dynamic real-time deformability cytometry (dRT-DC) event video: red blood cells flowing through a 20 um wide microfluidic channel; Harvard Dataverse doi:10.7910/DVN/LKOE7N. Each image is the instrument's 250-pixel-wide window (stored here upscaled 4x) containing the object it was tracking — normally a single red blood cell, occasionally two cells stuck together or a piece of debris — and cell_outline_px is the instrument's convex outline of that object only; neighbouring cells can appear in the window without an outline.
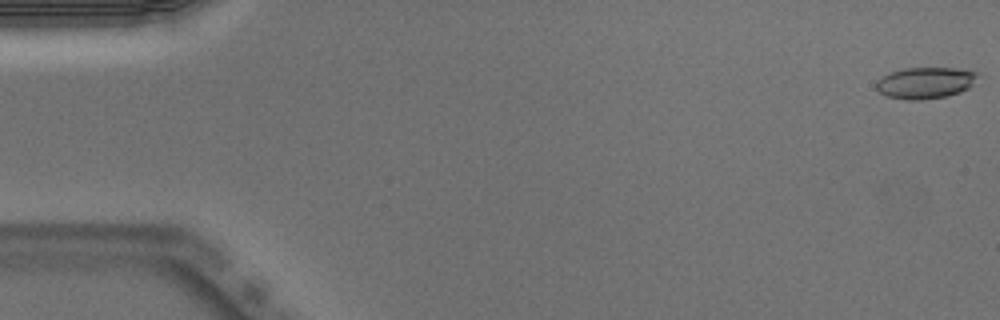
{"species": "Egyptian fruit bat (a non-hibernating species)", "species_latin": "Rousettus aegyptiacus", "temperature_condition": "warm", "stored_images_in_passage": 51, "camera_frame_rate_fps": 3000, "um_per_image_px": 0.085, "animal": {"sex": "male"}, "frame": {"image": 1, "passage_image": 1, "time_ms": 0.0, "image_size_px": [1000, 320], "cell_outline_px": [[980, 76], [968, 88], [960, 92], [948, 96], [920, 100], [908, 100], [888, 96], [880, 92], [876, 88], [876, 80], [888, 72], [904, 68], [956, 68], [980, 72]], "centroid_in_image_um": [78.67, 7.03], "position_along_channel_um": 6.3, "area_um2": 18.79}}
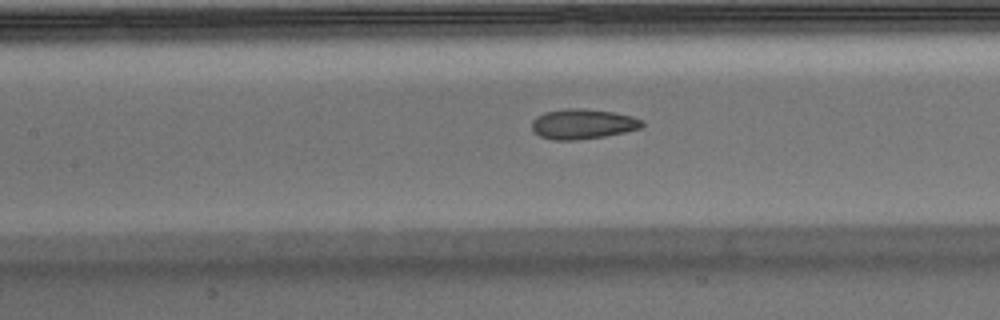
{"frame": {"image": 2, "passage_image": 23, "time_ms": 7.333, "image_size_px": [1000, 320], "cell_outline_px": [[644, 124], [640, 128], [624, 132], [604, 136], [576, 140], [552, 140], [540, 136], [532, 132], [532, 120], [536, 116], [544, 112], [564, 108], [584, 108], [612, 112], [632, 116], [644, 120]], "centroid_in_image_um": [49.5, 10.53], "position_along_channel_um": 157.9, "area_um2": 19.48}}
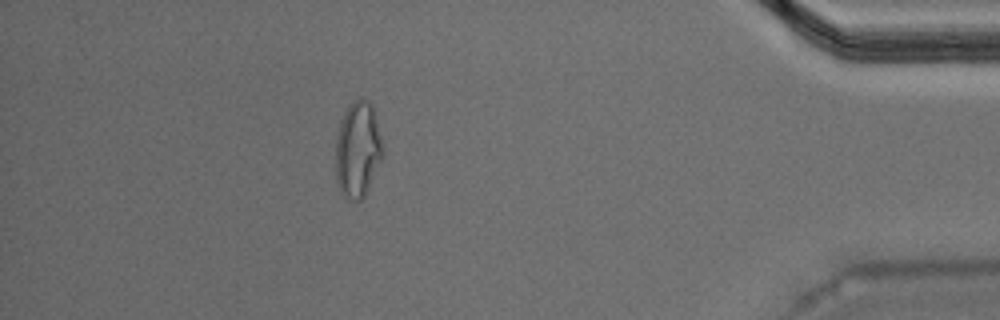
{"frame": {"image": 3, "passage_image": 45, "time_ms": 14.667, "image_size_px": [1000, 320], "cell_outline_px": [[384, 156], [364, 196], [360, 200], [356, 200], [344, 196], [340, 192], [336, 184], [336, 136], [340, 120], [344, 112], [360, 96], [372, 104], [376, 116], [384, 144]], "centroid_in_image_um": [30.43, 12.7], "position_along_channel_um": 404.8, "area_um2": 26.7}, "authors_computed_cell_mechanics": {"area_um2": 19.4208, "velocity_mm_per_s": 4.011, "shape_relaxation_time_tau1_ms": null, "shape_relaxation_time_tau2_ms": 1.5488, "deformation_change_tau1": null, "deformation_change_tau2": 0.0728}}